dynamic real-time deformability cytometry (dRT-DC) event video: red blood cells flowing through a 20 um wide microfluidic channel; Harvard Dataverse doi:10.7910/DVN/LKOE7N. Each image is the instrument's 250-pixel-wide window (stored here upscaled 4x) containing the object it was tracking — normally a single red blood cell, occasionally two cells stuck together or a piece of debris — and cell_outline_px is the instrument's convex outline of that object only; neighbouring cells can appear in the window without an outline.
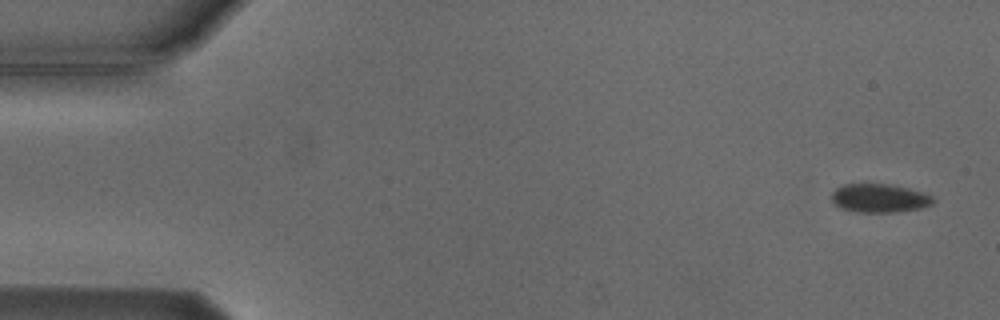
{"species": "Egyptian fruit bat (a non-hibernating species)", "species_latin": "Rousettus aegyptiacus", "temperature_condition": "cold", "stored_images_in_passage": 4, "camera_frame_rate_fps": 3000, "um_per_image_px": 0.085, "animal": {"sex": "male"}, "frame": {"image": 1, "passage_image": 1, "time_ms": 0.0, "image_size_px": [1000, 320], "cell_outline_px": [[936, 200], [932, 204], [920, 208], [892, 212], [856, 212], [840, 208], [832, 204], [832, 192], [836, 188], [844, 184], [888, 184], [908, 188], [932, 196]], "centroid_in_image_um": [74.71, 16.85], "position_along_channel_um": 10.3, "area_um2": 16.88}}
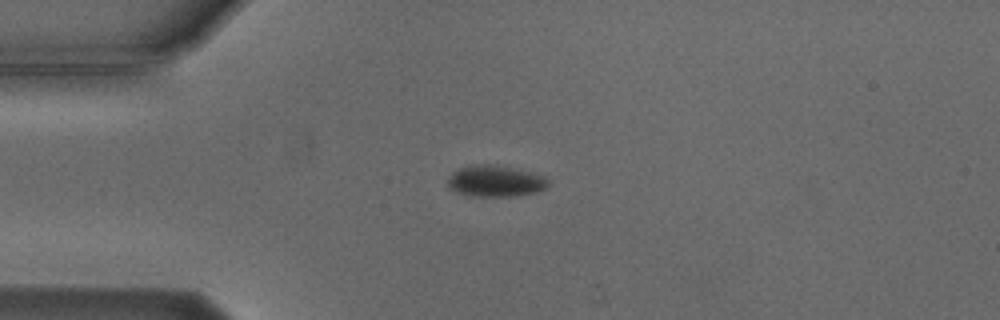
{"frame": {"image": 2, "passage_image": 4, "time_ms": 3.667, "image_size_px": [1000, 320], "cell_outline_px": [[548, 184], [544, 188], [536, 192], [512, 196], [468, 196], [456, 192], [448, 188], [448, 176], [452, 172], [460, 168], [480, 164], [496, 164], [544, 176], [548, 180]], "centroid_in_image_um": [42.05, 15.4], "position_along_channel_um": 43.0, "area_um2": 18.21}}